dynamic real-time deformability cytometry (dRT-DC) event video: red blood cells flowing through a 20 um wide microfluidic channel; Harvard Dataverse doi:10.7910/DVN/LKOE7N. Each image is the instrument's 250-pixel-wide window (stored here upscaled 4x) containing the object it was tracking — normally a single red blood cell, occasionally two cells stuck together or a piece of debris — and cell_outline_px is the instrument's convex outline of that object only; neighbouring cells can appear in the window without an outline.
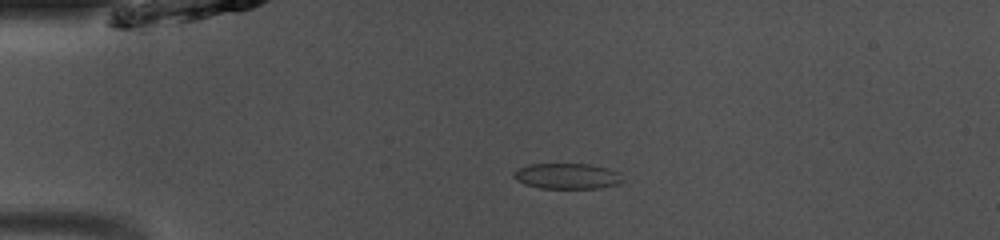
{"species": "common noctule bat (a hibernating species)", "species_latin": "Nyctalus noctula", "temperature_condition": "room temperature", "stored_images_in_passage": 44, "camera_frame_rate_fps": 3000, "um_per_image_px": 0.085, "animal": {"sex": "male", "body_mass_g": 13.0, "forearm_length_mm": 53.1}, "frame": {"image": 1, "passage_image": 6, "time_ms": 1.667, "image_size_px": [1000, 240], "cell_outline_px": [[624, 180], [620, 184], [600, 188], [540, 188], [524, 184], [516, 180], [512, 176], [512, 172], [528, 164], [588, 164], [608, 168], [616, 172]], "centroid_in_image_um": [48.18, 14.97], "position_along_channel_um": 36.8, "area_um2": 16.3}}
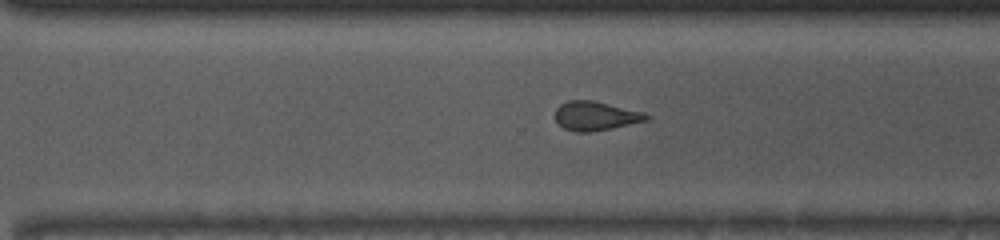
{"frame": {"image": 2, "passage_image": 29, "time_ms": 9.333, "image_size_px": [1000, 240], "cell_outline_px": [[652, 116], [648, 120], [612, 128], [588, 132], [576, 132], [564, 128], [552, 116], [556, 108], [560, 104], [568, 100], [592, 100], [644, 112]], "centroid_in_image_um": [50.6, 9.84], "position_along_channel_um": 320.0, "area_um2": 15.55}}
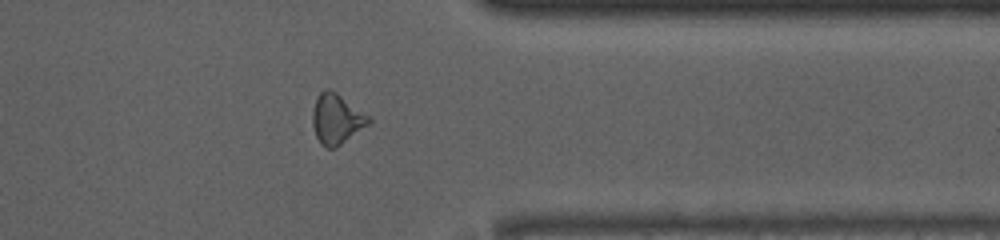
{"frame": {"image": 3, "passage_image": 34, "time_ms": 11.0, "image_size_px": [1000, 240], "cell_outline_px": [[372, 120], [368, 124], [336, 148], [328, 148], [320, 144], [316, 136], [312, 124], [312, 112], [316, 100], [320, 92], [324, 88], [328, 88], [336, 92], [368, 116]], "centroid_in_image_um": [28.57, 10.12], "position_along_channel_um": 382.8, "area_um2": 16.13}, "authors_computed_cell_mechanics": {"area_um2": 15.9528, "velocity_mm_per_s": 4.1083, "shape_relaxation_time_tau1_ms": null, "shape_relaxation_time_tau2_ms": 2.571, "deformation_change_tau1": null, "deformation_change_tau2": 0.0803}}